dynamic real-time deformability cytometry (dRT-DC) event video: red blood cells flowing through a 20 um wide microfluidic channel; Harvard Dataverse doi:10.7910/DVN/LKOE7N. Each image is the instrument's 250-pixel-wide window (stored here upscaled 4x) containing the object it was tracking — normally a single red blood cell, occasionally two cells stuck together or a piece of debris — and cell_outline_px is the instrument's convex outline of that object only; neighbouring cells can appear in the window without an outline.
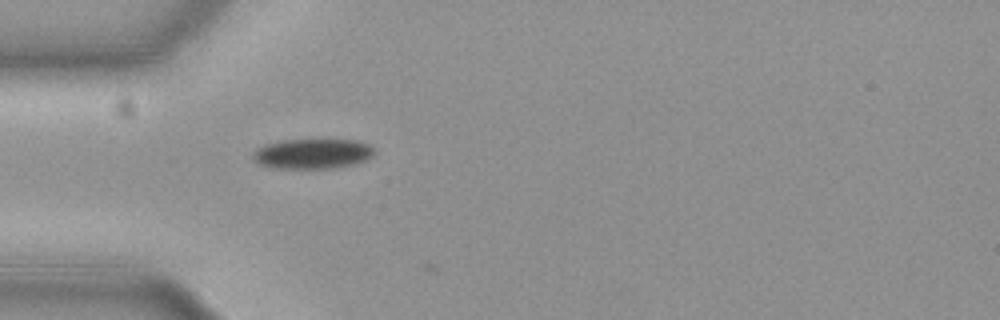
{"species": "common noctule bat (a hibernating species)", "species_latin": "Nyctalus noctula", "temperature_condition": "cold", "stored_images_in_passage": 31, "camera_frame_rate_fps": 3000, "um_per_image_px": 0.085, "animal": {"sex": "female", "body_mass_g": 19.3, "forearm_length_mm": 54.1}, "frame": {"image": 1, "passage_image": 1, "time_ms": 0.0, "image_size_px": [1000, 320], "cell_outline_px": [[376, 152], [372, 156], [364, 160], [352, 164], [332, 168], [276, 168], [260, 164], [252, 160], [252, 152], [256, 148], [264, 144], [280, 140], [356, 140], [368, 144]], "centroid_in_image_um": [26.51, 13.06], "position_along_channel_um": 58.5, "area_um2": 21.21}}
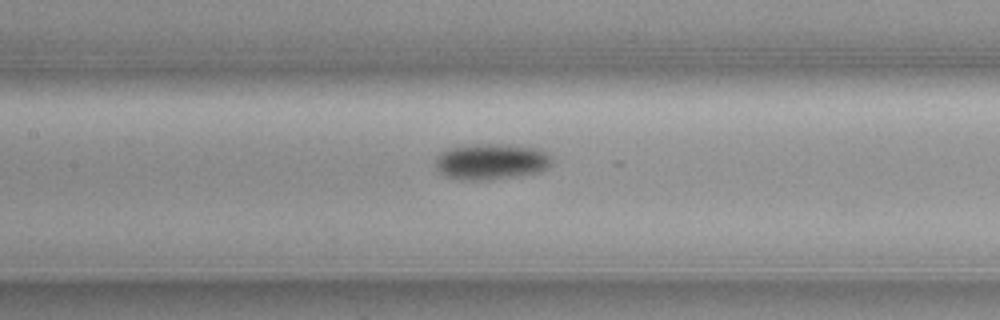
{"frame": {"image": 2, "passage_image": 10, "time_ms": 3.0, "image_size_px": [1000, 320], "cell_outline_px": [[552, 164], [548, 168], [540, 172], [516, 176], [488, 180], [460, 180], [448, 176], [440, 172], [436, 168], [436, 156], [440, 152], [448, 148], [472, 144], [508, 144], [540, 148], [548, 152], [552, 156]], "centroid_in_image_um": [41.8, 13.72], "position_along_channel_um": 165.6, "area_um2": 24.85}}
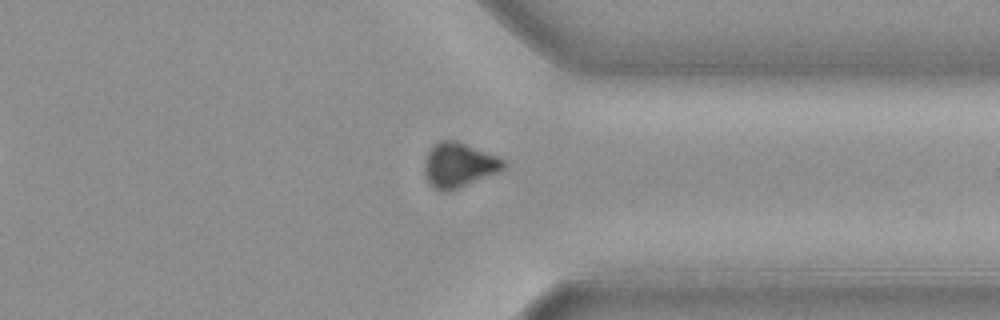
{"frame": {"image": 3, "passage_image": 27, "time_ms": 8.667, "image_size_px": [1000, 320], "cell_outline_px": [[508, 164], [500, 172], [448, 192], [440, 192], [432, 188], [424, 172], [424, 160], [432, 144], [436, 140], [456, 140], [500, 156]], "centroid_in_image_um": [39.01, 14.02], "position_along_channel_um": 372.4, "area_um2": 21.15}, "authors_computed_cell_mechanics": {"area_um2": 23.12, "velocity_mm_per_s": 3.7082, "shape_relaxation_time_tau1_ms": 2.8683, "shape_relaxation_time_tau2_ms": null, "deformation_change_tau1": 0.0943, "deformation_change_tau2": null}}